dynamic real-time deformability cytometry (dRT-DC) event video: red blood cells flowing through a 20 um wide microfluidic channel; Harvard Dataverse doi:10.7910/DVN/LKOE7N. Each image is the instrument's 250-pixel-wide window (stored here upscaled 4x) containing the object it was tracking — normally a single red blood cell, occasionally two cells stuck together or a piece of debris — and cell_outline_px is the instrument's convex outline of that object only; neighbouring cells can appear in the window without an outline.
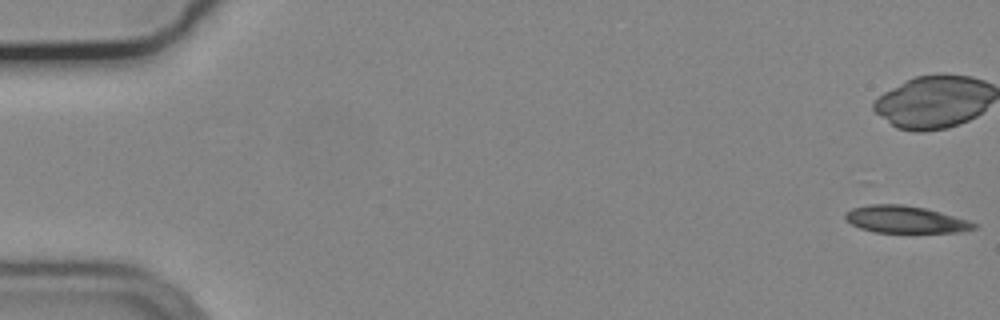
{"species": "common noctule bat (a hibernating species)", "species_latin": "Nyctalus noctula", "temperature_condition": "cold", "stored_images_in_passage": 20, "camera_frame_rate_fps": 3000, "um_per_image_px": 0.085, "animal": {"sex": "male", "body_mass_g": 19.2, "forearm_length_mm": 51.8}, "frame": {"image": 1, "passage_image": 1, "time_ms": 0.0, "image_size_px": [1000, 320], "cell_outline_px": [[976, 228], [960, 232], [876, 232], [860, 228], [852, 224], [844, 216], [844, 212], [852, 208], [868, 204], [900, 204], [924, 208], [940, 212], [968, 220], [976, 224]], "centroid_in_image_um": [76.92, 18.65], "position_along_channel_um": 8.1, "area_um2": 20.11}}